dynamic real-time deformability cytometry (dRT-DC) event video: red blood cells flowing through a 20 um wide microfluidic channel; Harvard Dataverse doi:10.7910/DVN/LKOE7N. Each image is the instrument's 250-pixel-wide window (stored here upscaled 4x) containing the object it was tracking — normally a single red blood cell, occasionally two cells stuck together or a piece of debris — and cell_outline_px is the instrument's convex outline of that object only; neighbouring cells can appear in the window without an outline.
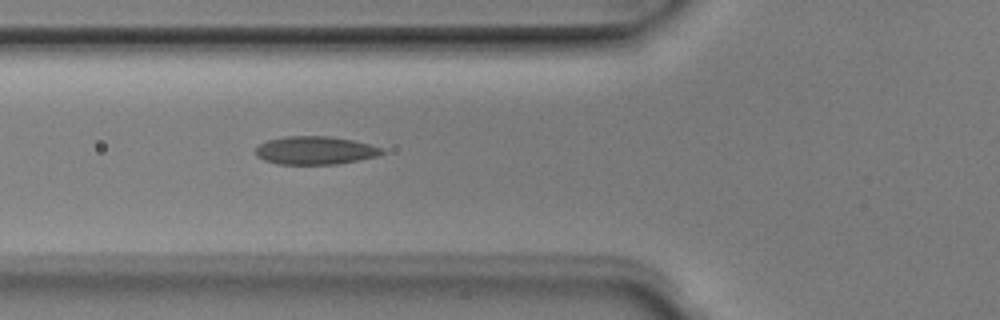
{"species": "Egyptian fruit bat (a non-hibernating species)", "species_latin": "Rousettus aegyptiacus", "temperature_condition": "room temperature", "stored_images_in_passage": 4, "camera_frame_rate_fps": 3000, "um_per_image_px": 0.085, "animal": {"sex": "male"}, "frame": {"image": 1, "passage_image": 4, "time_ms": 1.0, "image_size_px": [1000, 320], "cell_outline_px": [[384, 152], [376, 156], [336, 164], [276, 164], [264, 160], [256, 156], [256, 148], [260, 144], [268, 140], [288, 136], [328, 136], [352, 140], [368, 144], [380, 148]], "centroid_in_image_um": [26.73, 12.78], "position_along_channel_um": 99.1, "area_um2": 20.4}}